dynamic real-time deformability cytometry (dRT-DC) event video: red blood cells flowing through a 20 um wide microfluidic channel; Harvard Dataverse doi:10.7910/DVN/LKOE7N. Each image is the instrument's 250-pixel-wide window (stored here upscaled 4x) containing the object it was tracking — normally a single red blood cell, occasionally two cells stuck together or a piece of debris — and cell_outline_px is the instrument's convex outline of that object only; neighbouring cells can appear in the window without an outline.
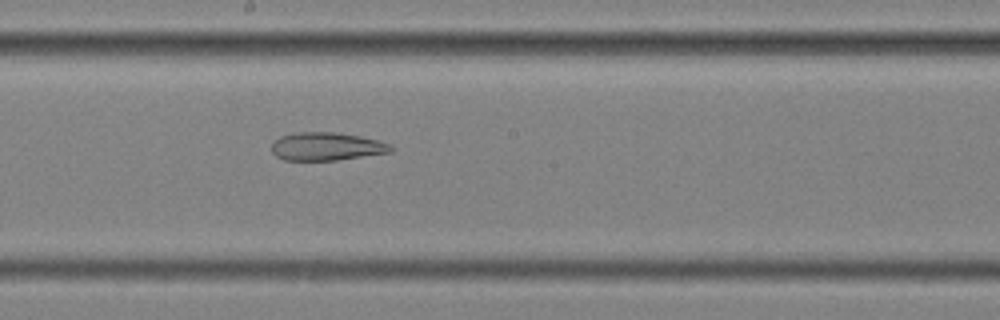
{"species": "common noctule bat (a hibernating species)", "species_latin": "Nyctalus noctula", "temperature_condition": "cold", "stored_images_in_passage": 57, "segment_of_instrument_passage": [2, 2], "camera_frame_rate_fps": 3000, "um_per_image_px": 0.085, "animal": {"sex": "female", "body_mass_g": 25.1}, "frame": {"image": 1, "passage_image": 32, "time_ms": 10.333, "image_size_px": [1000, 320], "cell_outline_px": [[396, 148], [392, 152], [336, 160], [284, 160], [276, 156], [272, 152], [272, 140], [280, 136], [292, 132], [336, 132], [360, 136], [392, 144]], "centroid_in_image_um": [27.75, 12.44], "position_along_channel_um": 220.4, "area_um2": 19.77}}
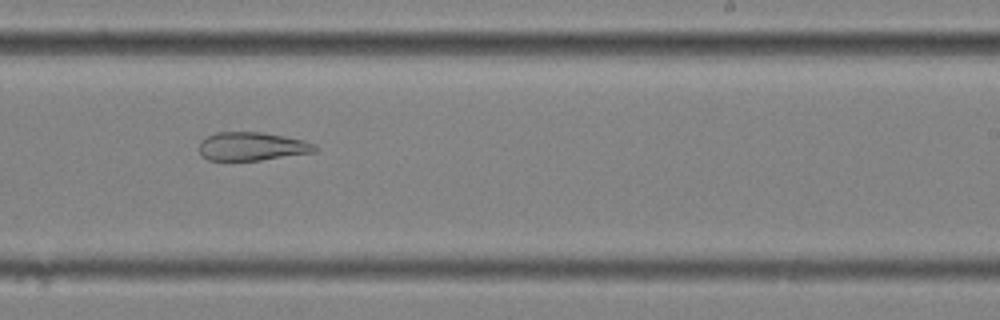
{"frame": {"image": 2, "passage_image": 36, "time_ms": 11.667, "image_size_px": [1000, 320], "cell_outline_px": [[316, 152], [260, 160], [208, 160], [200, 156], [200, 140], [216, 132], [264, 132], [304, 140], [316, 144]], "centroid_in_image_um": [21.42, 12.44], "position_along_channel_um": 267.6, "area_um2": 19.25}}
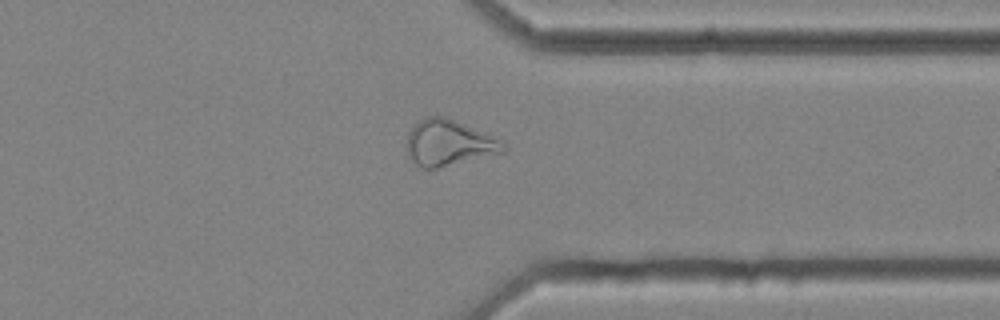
{"frame": {"image": 3, "passage_image": 45, "time_ms": 14.667, "image_size_px": [1000, 320], "cell_outline_px": [[508, 148], [504, 152], [436, 168], [420, 168], [408, 156], [408, 132], [424, 116], [444, 116], [488, 132], [504, 140]], "centroid_in_image_um": [38.22, 12.12], "position_along_channel_um": 373.2, "area_um2": 26.01}}